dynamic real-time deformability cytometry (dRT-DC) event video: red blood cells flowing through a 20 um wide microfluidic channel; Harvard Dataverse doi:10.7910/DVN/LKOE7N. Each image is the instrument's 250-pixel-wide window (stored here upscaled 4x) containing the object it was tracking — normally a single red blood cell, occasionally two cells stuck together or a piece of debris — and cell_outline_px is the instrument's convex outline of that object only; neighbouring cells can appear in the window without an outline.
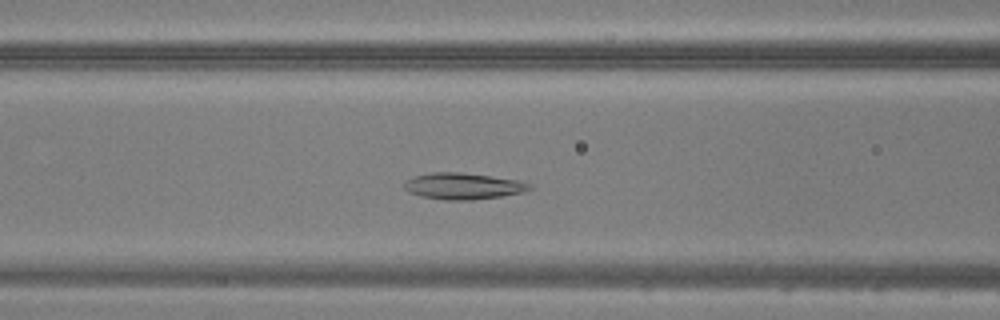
{"species": "common noctule bat (a hibernating species)", "species_latin": "Nyctalus noctula", "temperature_condition": "warm", "stored_images_in_passage": 42, "camera_frame_rate_fps": 3000, "um_per_image_px": 0.085, "animal": {"sex": "male", "body_mass_g": 20.5, "forearm_length_mm": 52.5}, "frame": {"image": 1, "passage_image": 15, "time_ms": 4.667, "image_size_px": [1000, 320], "cell_outline_px": [[536, 188], [524, 192], [500, 196], [472, 200], [444, 200], [420, 196], [408, 192], [404, 188], [404, 184], [408, 180], [416, 176], [432, 172], [460, 172], [492, 176], [520, 180], [532, 184]], "centroid_in_image_um": [39.43, 15.82], "position_along_channel_um": 127.2, "area_um2": 19.42}}
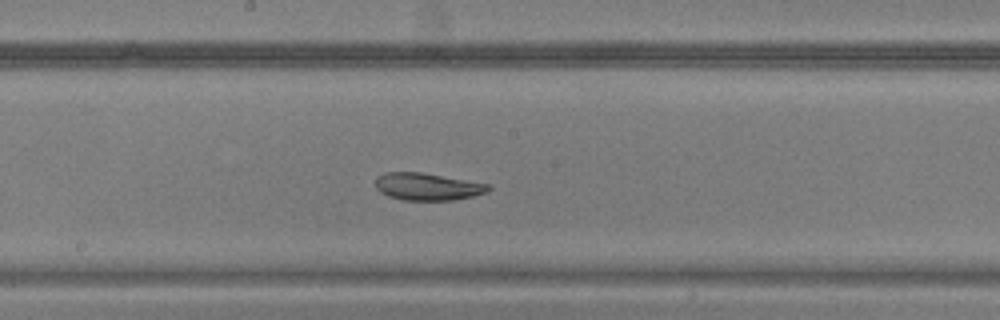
{"frame": {"image": 2, "passage_image": 21, "time_ms": 6.667, "image_size_px": [1000, 320], "cell_outline_px": [[492, 188], [488, 192], [472, 196], [452, 200], [404, 200], [388, 196], [380, 192], [376, 188], [376, 180], [384, 172], [420, 172], [492, 184]], "centroid_in_image_um": [36.38, 15.86], "position_along_channel_um": 211.8, "area_um2": 17.98}}
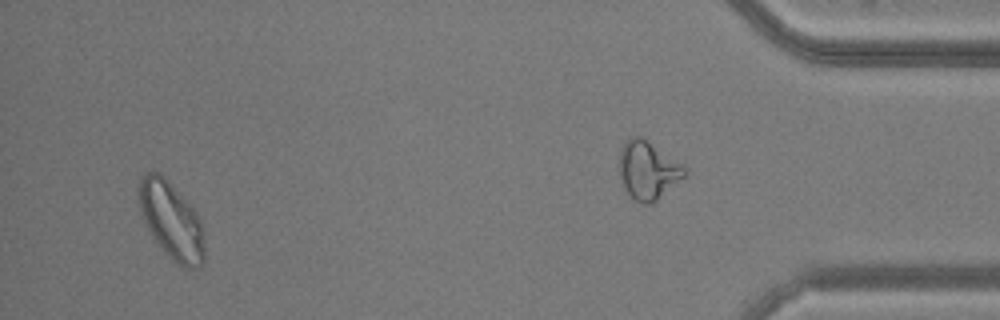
{"frame": {"image": 3, "passage_image": 41, "time_ms": 13.333, "image_size_px": [1000, 320], "cell_outline_px": [[204, 260], [192, 272], [176, 264], [160, 248], [144, 224], [140, 208], [140, 176], [148, 172], [160, 172], [168, 180], [200, 216], [204, 232]], "centroid_in_image_um": [14.6, 18.8], "position_along_channel_um": 420.6, "area_um2": 29.77}}